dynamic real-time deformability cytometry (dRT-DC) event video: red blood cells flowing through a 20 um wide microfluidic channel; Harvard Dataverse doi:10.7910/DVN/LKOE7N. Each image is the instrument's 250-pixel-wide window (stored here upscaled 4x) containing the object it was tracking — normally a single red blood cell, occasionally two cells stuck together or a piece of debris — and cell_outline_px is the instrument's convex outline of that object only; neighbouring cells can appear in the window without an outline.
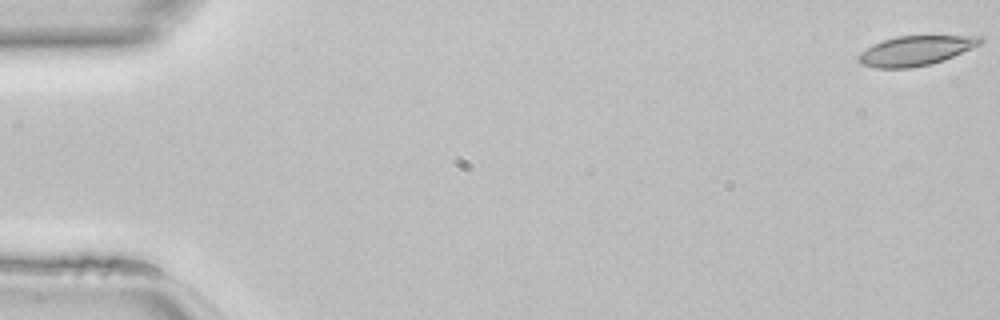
{"species": "common noctule bat (a hibernating species)", "species_latin": "Nyctalus noctula", "temperature_condition": "room temperature", "stored_images_in_passage": 47, "camera_frame_rate_fps": 3000, "um_per_image_px": 0.085, "animal": {"sex": "female", "body_mass_g": 22.7, "forearm_length_mm": 54.2}, "frame": {"image": 1, "passage_image": 1, "time_ms": 0.0, "image_size_px": [1000, 320], "cell_outline_px": [[984, 40], [980, 44], [972, 48], [944, 60], [932, 64], [912, 68], [876, 68], [864, 64], [856, 60], [856, 56], [860, 52], [872, 44], [896, 36], [984, 36]], "centroid_in_image_um": [77.82, 4.31], "position_along_channel_um": 7.2, "area_um2": 21.15}}
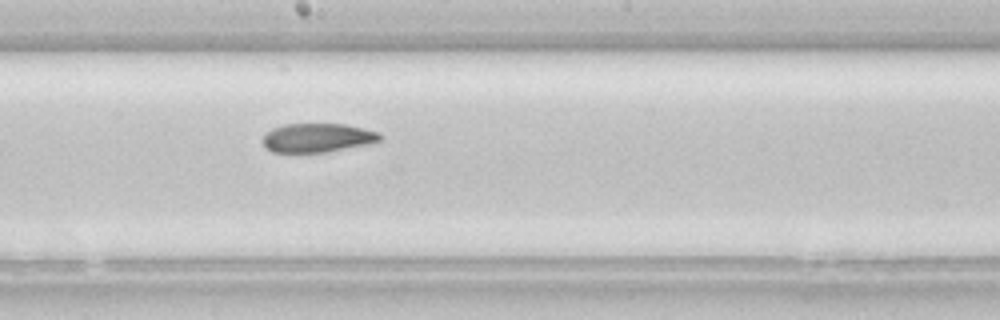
{"frame": {"image": 2, "passage_image": 26, "time_ms": 8.333, "image_size_px": [1000, 320], "cell_outline_px": [[384, 136], [380, 140], [364, 144], [324, 152], [272, 152], [260, 140], [272, 128], [284, 124], [344, 124], [364, 128], [380, 132]], "centroid_in_image_um": [26.97, 11.69], "position_along_channel_um": 221.2, "area_um2": 19.54}}
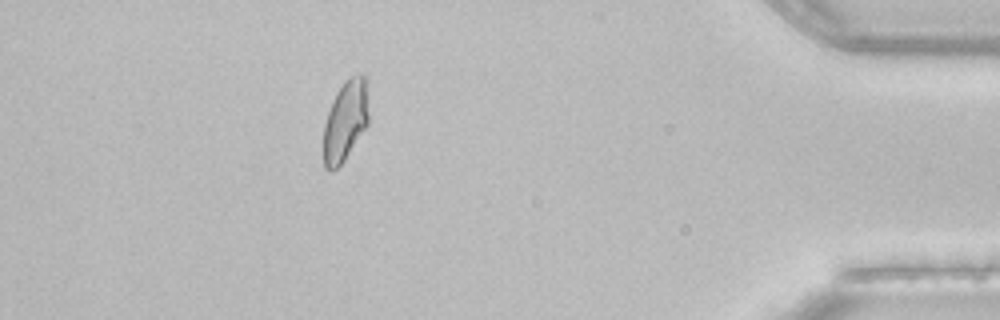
{"frame": {"image": 3, "passage_image": 42, "time_ms": 13.667, "image_size_px": [1000, 320], "cell_outline_px": [[368, 124], [344, 160], [332, 172], [328, 172], [324, 168], [324, 124], [332, 100], [336, 92], [344, 80], [360, 72], [368, 76]], "centroid_in_image_um": [29.38, 10.2], "position_along_channel_um": 405.8, "area_um2": 21.62}}